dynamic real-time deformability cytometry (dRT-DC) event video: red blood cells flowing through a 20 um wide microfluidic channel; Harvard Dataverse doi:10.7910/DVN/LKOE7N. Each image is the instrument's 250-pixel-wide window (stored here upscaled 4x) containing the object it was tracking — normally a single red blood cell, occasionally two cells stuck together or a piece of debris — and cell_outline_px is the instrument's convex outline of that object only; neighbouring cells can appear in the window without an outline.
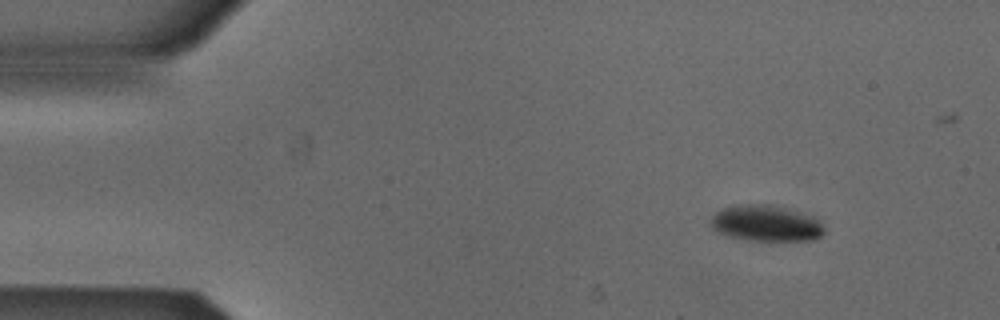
{"species": "Egyptian fruit bat (a non-hibernating species)", "species_latin": "Rousettus aegyptiacus", "temperature_condition": "cold", "stored_images_in_passage": 4, "camera_frame_rate_fps": 3000, "um_per_image_px": 0.085, "animal": {"sex": "male"}, "frame": {"image": 1, "passage_image": 1, "time_ms": 0.0, "image_size_px": [1000, 320], "cell_outline_px": [[824, 232], [816, 240], [776, 244], [764, 244], [728, 236], [716, 232], [712, 228], [712, 216], [716, 212], [724, 208], [744, 204], [768, 204], [812, 216], [820, 220], [824, 228]], "centroid_in_image_um": [65.16, 19.07], "position_along_channel_um": 19.8, "area_um2": 24.8}}
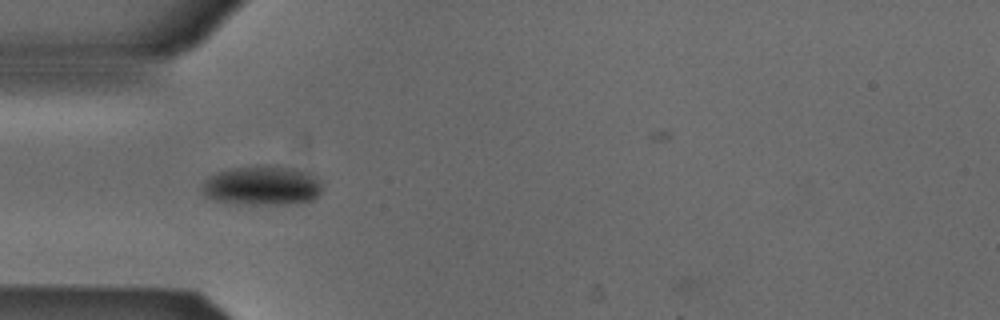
{"frame": {"image": 2, "passage_image": 3, "time_ms": 0.667, "image_size_px": [1000, 320], "cell_outline_px": [[320, 192], [312, 200], [284, 204], [236, 204], [216, 200], [204, 196], [200, 192], [200, 188], [204, 180], [208, 176], [216, 172], [228, 168], [288, 168], [308, 172], [316, 176], [320, 180]], "centroid_in_image_um": [22.19, 15.81], "position_along_channel_um": 62.8, "area_um2": 27.05}}
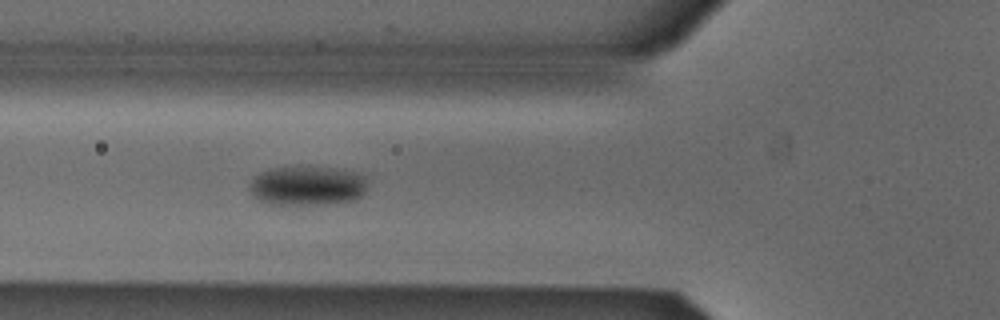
{"frame": {"image": 3, "passage_image": 4, "time_ms": 1.0, "image_size_px": [1000, 320], "cell_outline_px": [[368, 176], [364, 192], [360, 196], [352, 200], [328, 204], [268, 204], [252, 196], [248, 188], [252, 180], [260, 172], [272, 168], [332, 168], [360, 172]], "centroid_in_image_um": [26.14, 15.8], "position_along_channel_um": 99.7, "area_um2": 26.99}}